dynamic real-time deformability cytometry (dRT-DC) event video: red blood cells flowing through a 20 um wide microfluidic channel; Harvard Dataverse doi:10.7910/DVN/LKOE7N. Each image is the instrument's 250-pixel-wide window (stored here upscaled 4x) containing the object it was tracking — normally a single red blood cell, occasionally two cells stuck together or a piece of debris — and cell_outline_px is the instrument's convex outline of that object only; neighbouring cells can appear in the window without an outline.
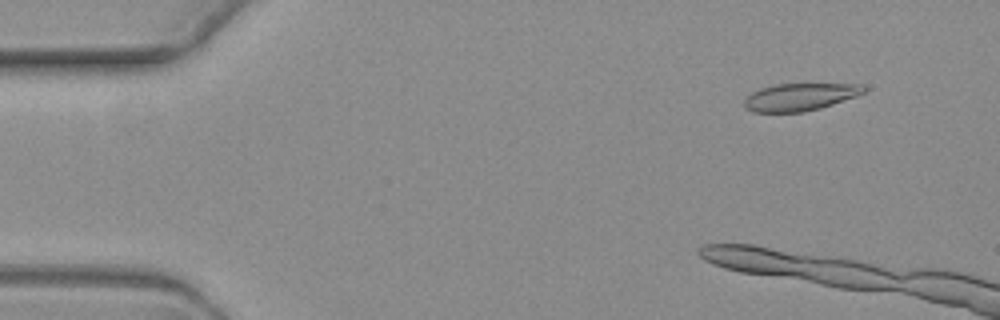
{"species": "common noctule bat (a hibernating species)", "species_latin": "Nyctalus noctula", "temperature_condition": "warm", "stored_images_in_passage": 4, "camera_frame_rate_fps": 3000, "um_per_image_px": 0.085, "animal": {"sex": "female", "body_mass_g": 19.3, "forearm_length_mm": 54.1}, "frame": {"image": 1, "passage_image": 2, "time_ms": 1.0, "image_size_px": [1000, 320], "cell_outline_px": [[868, 88], [864, 92], [856, 96], [820, 108], [804, 112], [752, 112], [744, 108], [744, 100], [752, 92], [760, 88], [772, 84], [860, 84]], "centroid_in_image_um": [67.96, 8.24], "position_along_channel_um": 17.0, "area_um2": 19.13}}